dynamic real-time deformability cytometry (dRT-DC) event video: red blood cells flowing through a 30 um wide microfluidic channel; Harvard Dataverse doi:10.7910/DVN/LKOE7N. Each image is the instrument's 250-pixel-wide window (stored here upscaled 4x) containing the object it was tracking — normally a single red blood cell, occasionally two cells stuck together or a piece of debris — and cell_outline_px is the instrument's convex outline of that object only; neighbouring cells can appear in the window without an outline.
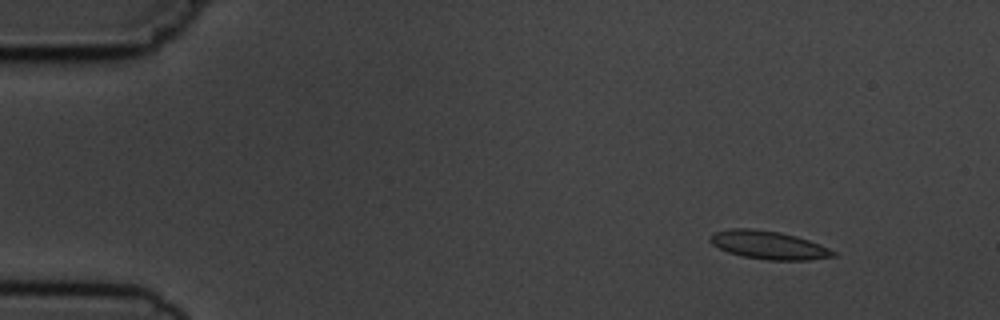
{"species": "common noctule bat (a hibernating species)", "species_latin": "Nyctalus noctula", "temperature_condition": "cold", "stored_images_in_passage": 4, "camera_frame_rate_fps": 3000, "um_per_image_px": 0.085, "animal": {"sex": "male", "body_mass_g": 19.5, "forearm_length_mm": 54.6}, "frame": {"image": 1, "passage_image": 2, "time_ms": 1.0, "image_size_px": [1000, 320], "cell_outline_px": [[836, 256], [808, 260], [768, 260], [744, 256], [728, 252], [712, 244], [708, 240], [708, 236], [712, 232], [728, 228], [752, 228], [780, 232], [796, 236], [820, 244], [836, 252]], "centroid_in_image_um": [65.29, 20.81], "position_along_channel_um": 19.7, "area_um2": 20.35}}
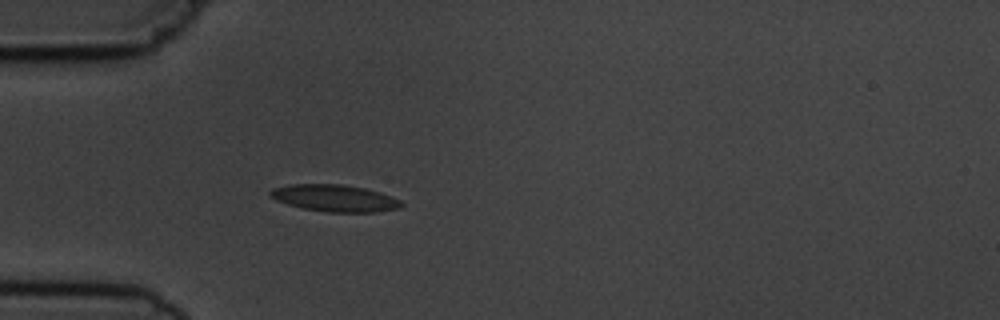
{"frame": {"image": 2, "passage_image": 4, "time_ms": 4.333, "image_size_px": [1000, 320], "cell_outline_px": [[404, 204], [400, 208], [376, 212], [328, 212], [304, 208], [288, 204], [276, 200], [268, 196], [268, 192], [272, 188], [288, 184], [340, 184], [364, 188], [380, 192], [400, 200]], "centroid_in_image_um": [28.43, 16.84], "position_along_channel_um": 56.6, "area_um2": 20.58}}